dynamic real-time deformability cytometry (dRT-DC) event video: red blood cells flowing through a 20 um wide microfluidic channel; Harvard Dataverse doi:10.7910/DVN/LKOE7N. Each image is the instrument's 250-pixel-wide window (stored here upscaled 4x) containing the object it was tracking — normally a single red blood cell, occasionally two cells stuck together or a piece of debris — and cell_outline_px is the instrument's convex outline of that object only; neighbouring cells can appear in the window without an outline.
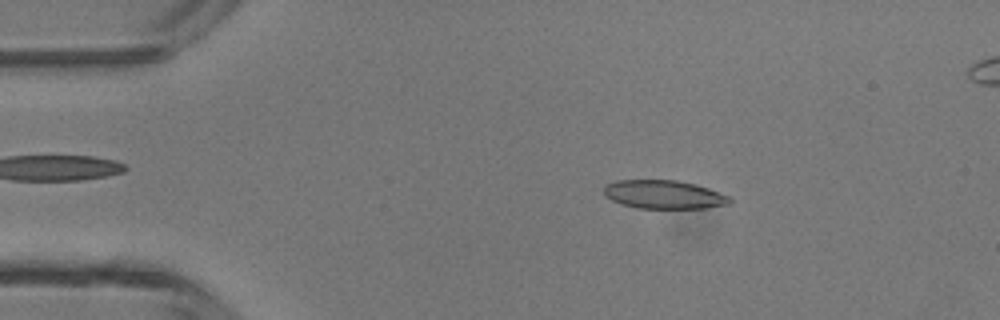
{"species": "common noctule bat (a hibernating species)", "species_latin": "Nyctalus noctula", "temperature_condition": "room temperature", "stored_images_in_passage": 41, "segment_of_instrument_passage": [1, 2], "camera_frame_rate_fps": 3000, "um_per_image_px": 0.085, "animal": {"sex": "male", "body_mass_g": 13.3}, "frame": {"image": 1, "passage_image": 2, "time_ms": 0.333, "image_size_px": [1000, 320], "cell_outline_px": [[732, 200], [728, 204], [704, 208], [636, 208], [620, 204], [604, 196], [604, 184], [616, 180], [676, 180], [708, 188], [732, 196]], "centroid_in_image_um": [56.4, 16.53], "position_along_channel_um": 28.6, "area_um2": 21.04}}
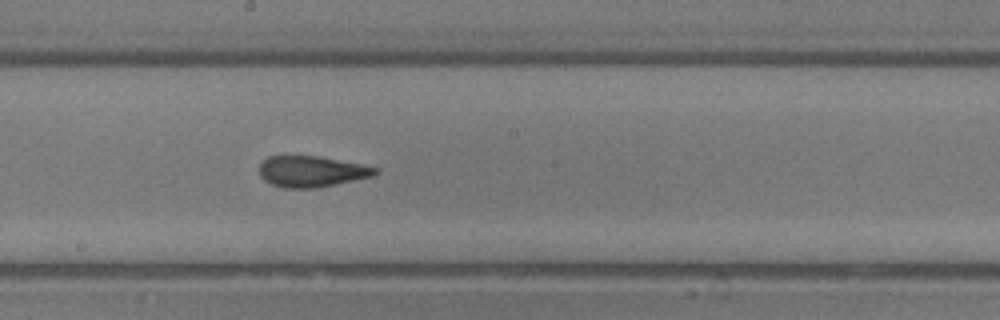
{"frame": {"image": 2, "passage_image": 19, "time_ms": 6.0, "image_size_px": [1000, 320], "cell_outline_px": [[380, 172], [372, 176], [316, 188], [284, 188], [272, 184], [264, 180], [260, 176], [260, 164], [268, 156], [320, 156], [364, 164], [380, 168]], "centroid_in_image_um": [26.52, 14.56], "position_along_channel_um": 221.7, "area_um2": 21.04}}
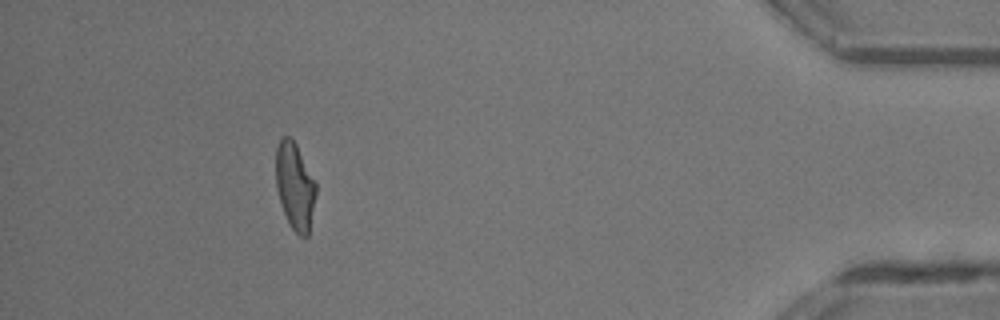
{"frame": {"image": 3, "passage_image": 36, "time_ms": 11.667, "image_size_px": [1000, 320], "cell_outline_px": [[316, 192], [308, 236], [300, 236], [292, 228], [284, 212], [276, 188], [276, 148], [280, 136], [288, 136], [296, 144], [316, 184]], "centroid_in_image_um": [25.05, 15.79], "position_along_channel_um": 410.1, "area_um2": 19.94}}